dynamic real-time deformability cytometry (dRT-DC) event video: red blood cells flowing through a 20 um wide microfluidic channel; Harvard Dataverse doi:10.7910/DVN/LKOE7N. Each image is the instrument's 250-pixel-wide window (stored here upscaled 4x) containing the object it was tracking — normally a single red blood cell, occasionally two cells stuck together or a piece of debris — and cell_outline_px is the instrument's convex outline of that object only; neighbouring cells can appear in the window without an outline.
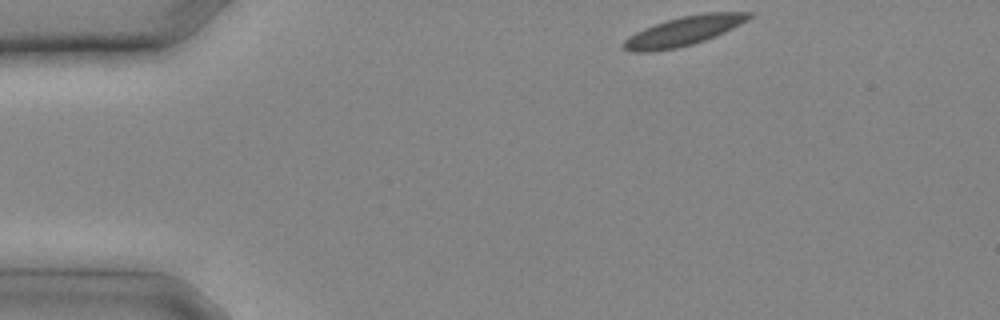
{"species": "common noctule bat (a hibernating species)", "species_latin": "Nyctalus noctula", "temperature_condition": "cold", "stored_images_in_passage": 19, "camera_frame_rate_fps": 3000, "um_per_image_px": 0.085, "animal": {"sex": "male", "body_mass_g": 20.4}, "frame": {"image": 1, "passage_image": 1, "time_ms": 0.0, "image_size_px": [1000, 320], "cell_outline_px": [[756, 12], [748, 20], [724, 32], [704, 40], [692, 44], [676, 48], [652, 52], [636, 52], [624, 48], [620, 44], [628, 36], [644, 28], [680, 16], [704, 12]], "centroid_in_image_um": [58.11, 2.63], "position_along_channel_um": 26.9, "area_um2": 21.27}}
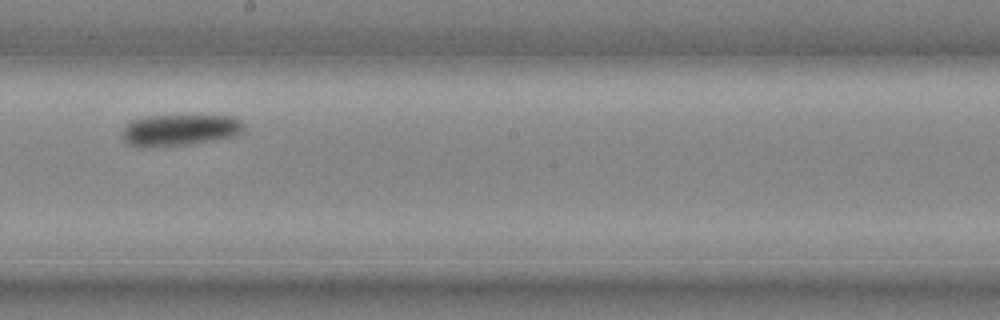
{"frame": {"image": 2, "passage_image": 12, "time_ms": 3.667, "image_size_px": [1000, 320], "cell_outline_px": [[244, 132], [240, 136], [192, 144], [152, 148], [144, 148], [128, 144], [124, 140], [124, 128], [132, 120], [144, 116], [236, 116], [244, 124]], "centroid_in_image_um": [15.35, 11.07], "position_along_channel_um": 232.8, "area_um2": 22.72}}
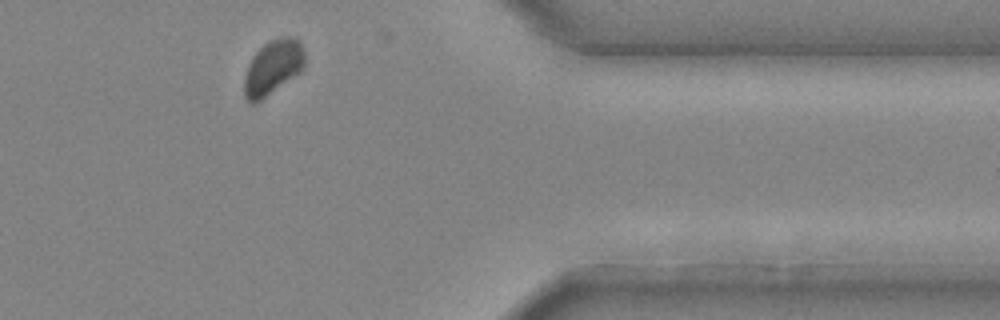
{"frame": {"image": 3, "passage_image": 19, "time_ms": 6.0, "image_size_px": [1000, 320], "cell_outline_px": [[304, 68], [300, 72], [260, 100], [252, 104], [244, 96], [244, 76], [248, 64], [252, 56], [268, 40], [280, 36], [296, 36], [300, 40], [304, 52]], "centroid_in_image_um": [23.2, 5.67], "position_along_channel_um": 388.2, "area_um2": 19.36}}